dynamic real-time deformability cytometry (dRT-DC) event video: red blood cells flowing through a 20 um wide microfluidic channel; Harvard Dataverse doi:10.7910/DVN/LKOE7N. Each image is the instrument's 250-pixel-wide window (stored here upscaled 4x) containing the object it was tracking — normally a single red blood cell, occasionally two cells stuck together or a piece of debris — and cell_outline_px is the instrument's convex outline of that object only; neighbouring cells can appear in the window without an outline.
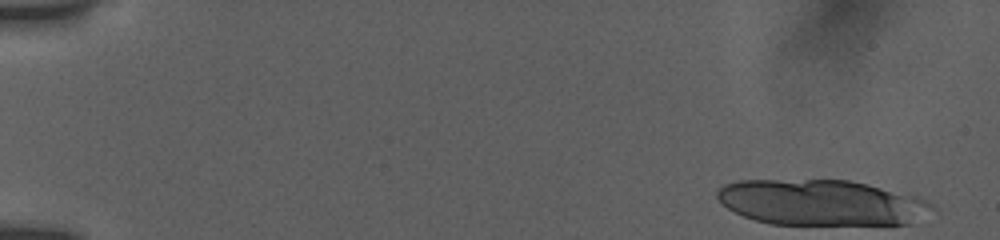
{"species": "human", "species_latin": "Homo sapiens", "temperature_condition": "room temperature", "stored_images_in_passage": 8, "camera_frame_rate_fps": 3000, "um_per_image_px": 0.085, "donor": {"sex": "female"}, "frame": {"image": 1, "passage_image": 1, "time_ms": 0.0, "image_size_px": [1000, 240], "cell_outline_px": [[912, 224], [768, 224], [744, 216], [728, 208], [716, 196], [716, 192], [724, 184], [740, 180], [848, 180], [868, 184], [880, 188], [900, 196]], "centroid_in_image_um": [69.14, 17.2], "position_along_channel_um": 15.9, "area_um2": 52.48}}
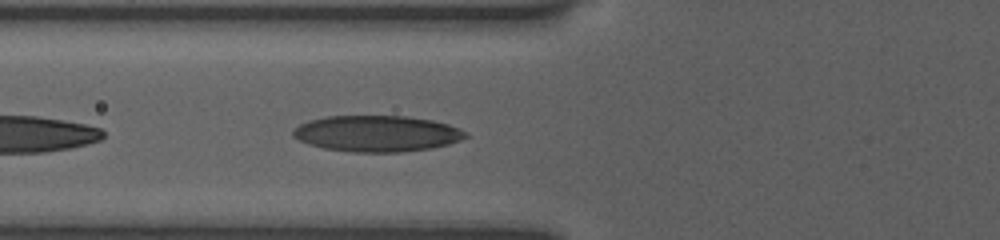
{"frame": {"image": 2, "passage_image": 8, "time_ms": 6.333, "image_size_px": [1000, 240], "cell_outline_px": [[468, 136], [460, 140], [448, 144], [432, 148], [400, 152], [352, 152], [324, 148], [308, 144], [292, 136], [292, 132], [300, 124], [308, 120], [324, 116], [408, 116], [432, 120], [448, 124], [460, 128], [468, 132]], "centroid_in_image_um": [32.05, 11.35], "position_along_channel_um": 93.8, "area_um2": 36.47}}